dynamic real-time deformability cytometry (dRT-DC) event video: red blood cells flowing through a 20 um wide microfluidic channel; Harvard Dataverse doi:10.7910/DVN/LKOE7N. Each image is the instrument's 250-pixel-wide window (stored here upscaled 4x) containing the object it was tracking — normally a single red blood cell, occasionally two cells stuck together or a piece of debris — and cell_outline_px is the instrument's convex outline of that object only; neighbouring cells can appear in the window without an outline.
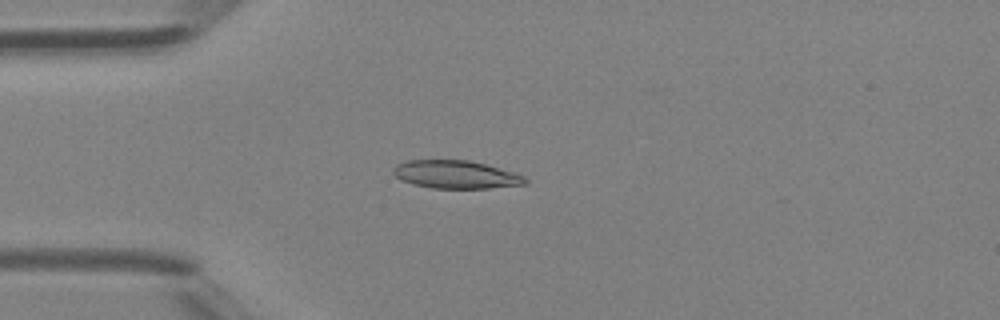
{"species": "Egyptian fruit bat (a non-hibernating species)", "species_latin": "Rousettus aegyptiacus", "temperature_condition": "room temperature", "stored_images_in_passage": 30, "camera_frame_rate_fps": 3000, "um_per_image_px": 0.085, "animal": {"sex": "female"}, "frame": {"image": 1, "passage_image": 3, "time_ms": 0.667, "image_size_px": [1000, 320], "cell_outline_px": [[528, 184], [488, 188], [432, 188], [412, 184], [400, 180], [392, 172], [392, 168], [396, 164], [408, 160], [468, 160], [484, 164], [512, 172], [524, 176], [528, 180]], "centroid_in_image_um": [38.71, 14.84], "position_along_channel_um": 46.3, "area_um2": 21.5}}
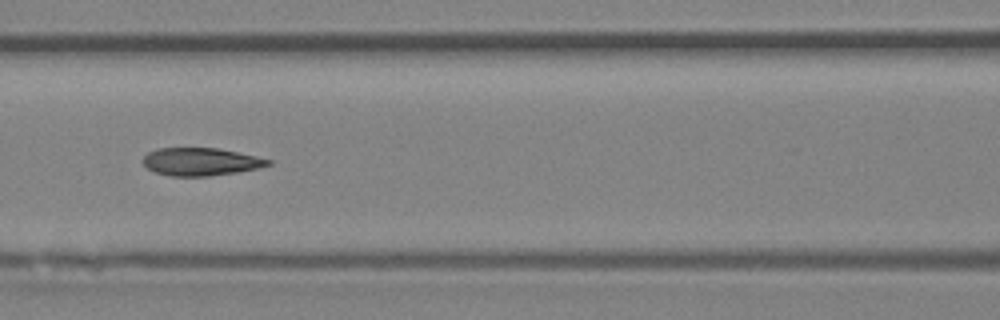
{"frame": {"image": 2, "passage_image": 11, "time_ms": 3.333, "image_size_px": [1000, 320], "cell_outline_px": [[272, 164], [256, 168], [236, 172], [208, 176], [168, 176], [152, 172], [144, 164], [144, 156], [148, 152], [156, 148], [216, 148], [256, 156], [272, 160]], "centroid_in_image_um": [17.03, 13.75], "position_along_channel_um": 149.6, "area_um2": 20.17}}
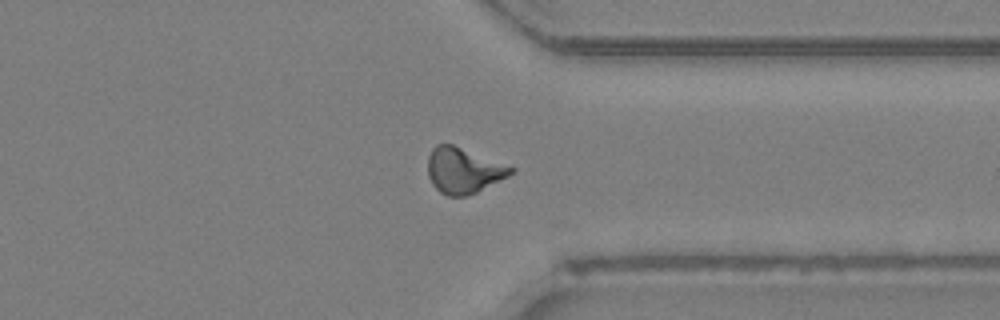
{"frame": {"image": 3, "passage_image": 26, "time_ms": 8.333, "image_size_px": [1000, 320], "cell_outline_px": [[516, 168], [508, 176], [476, 192], [464, 196], [448, 196], [440, 192], [432, 184], [428, 176], [428, 156], [432, 148], [436, 144], [452, 144]], "centroid_in_image_um": [39.36, 14.48], "position_along_channel_um": 372.0, "area_um2": 21.85}, "authors_computed_cell_mechanics": {"area_um2": 20.7502, "velocity_mm_per_s": 4.4789, "shape_relaxation_time_tau1_ms": null, "shape_relaxation_time_tau2_ms": 2.1065, "deformation_change_tau1": null, "deformation_change_tau2": 0.104}}